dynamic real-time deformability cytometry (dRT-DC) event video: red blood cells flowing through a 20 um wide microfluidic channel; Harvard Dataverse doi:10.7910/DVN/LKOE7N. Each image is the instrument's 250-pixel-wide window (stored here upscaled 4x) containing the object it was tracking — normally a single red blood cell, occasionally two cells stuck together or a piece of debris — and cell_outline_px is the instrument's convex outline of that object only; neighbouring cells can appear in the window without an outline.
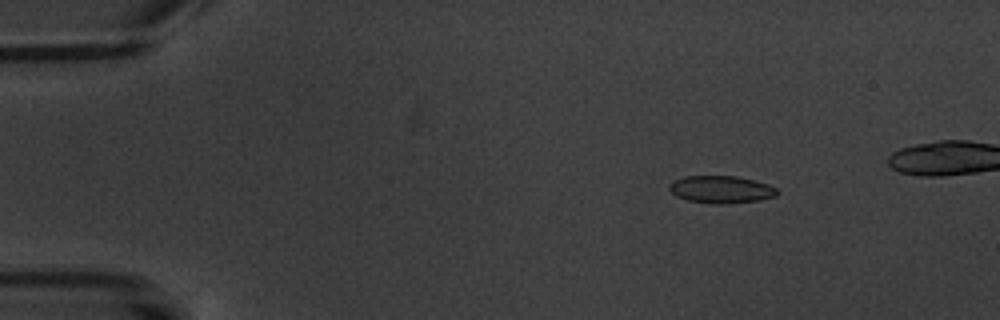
{"species": "common noctule bat (a hibernating species)", "species_latin": "Nyctalus noctula", "temperature_condition": "warm", "stored_images_in_passage": 12, "camera_frame_rate_fps": 3000, "um_per_image_px": 0.085, "animal": {"sex": "male", "body_mass_g": 20.1, "forearm_length_mm": 53.5}, "frame": {"image": 1, "passage_image": 3, "time_ms": 2.333, "image_size_px": [1000, 320], "cell_outline_px": [[776, 196], [760, 200], [724, 204], [712, 204], [688, 200], [676, 196], [668, 188], [668, 184], [672, 180], [684, 176], [736, 176], [768, 184], [776, 188]], "centroid_in_image_um": [61.24, 16.1], "position_along_channel_um": 23.8, "area_um2": 17.22}}